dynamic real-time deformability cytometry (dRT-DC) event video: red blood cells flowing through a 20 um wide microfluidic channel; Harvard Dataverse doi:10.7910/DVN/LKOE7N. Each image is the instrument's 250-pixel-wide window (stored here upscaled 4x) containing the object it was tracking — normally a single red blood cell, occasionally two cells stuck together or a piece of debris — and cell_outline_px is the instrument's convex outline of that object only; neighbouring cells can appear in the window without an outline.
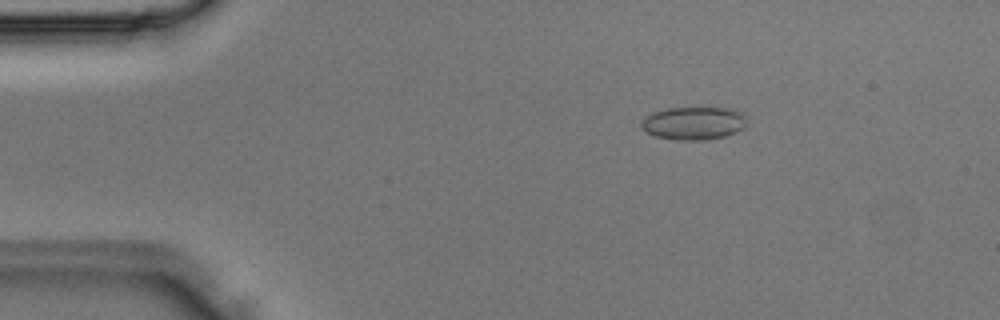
{"species": "Egyptian fruit bat (a non-hibernating species)", "species_latin": "Rousettus aegyptiacus", "temperature_condition": "room temperature", "stored_images_in_passage": 3, "camera_frame_rate_fps": 3000, "um_per_image_px": 0.085, "animal": {"sex": "male"}, "frame": {"image": 1, "passage_image": 2, "time_ms": 0.333, "image_size_px": [1000, 320], "cell_outline_px": [[744, 128], [736, 132], [724, 136], [704, 140], [676, 140], [656, 136], [640, 128], [640, 124], [652, 112], [668, 108], [728, 108], [744, 112]], "centroid_in_image_um": [58.96, 10.47], "position_along_channel_um": 26.0, "area_um2": 20.11}}